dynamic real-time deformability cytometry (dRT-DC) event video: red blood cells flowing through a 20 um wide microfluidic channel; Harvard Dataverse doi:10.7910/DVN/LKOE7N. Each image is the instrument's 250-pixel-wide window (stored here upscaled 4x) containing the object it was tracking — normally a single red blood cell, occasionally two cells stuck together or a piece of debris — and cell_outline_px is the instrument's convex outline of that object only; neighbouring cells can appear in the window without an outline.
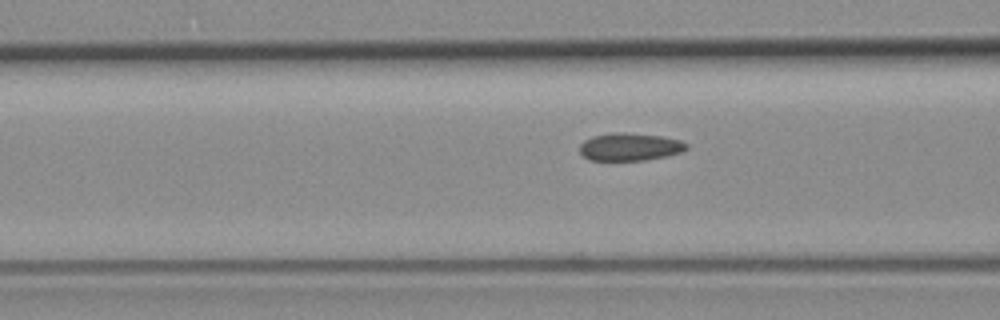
{"species": "common noctule bat (a hibernating species)", "species_latin": "Nyctalus noctula", "temperature_condition": "room temperature", "stored_images_in_passage": 12, "camera_frame_rate_fps": 3000, "um_per_image_px": 0.085, "animal": {"sex": "female", "body_mass_g": 19.3, "forearm_length_mm": 54.1}, "frame": {"image": 1, "passage_image": 4, "time_ms": 1.0, "image_size_px": [1000, 320], "cell_outline_px": [[688, 148], [680, 152], [668, 156], [644, 160], [588, 160], [580, 152], [580, 144], [584, 140], [592, 136], [612, 132], [624, 132], [660, 136], [680, 140], [688, 144]], "centroid_in_image_um": [53.52, 12.48], "position_along_channel_um": 113.1, "area_um2": 17.28}}